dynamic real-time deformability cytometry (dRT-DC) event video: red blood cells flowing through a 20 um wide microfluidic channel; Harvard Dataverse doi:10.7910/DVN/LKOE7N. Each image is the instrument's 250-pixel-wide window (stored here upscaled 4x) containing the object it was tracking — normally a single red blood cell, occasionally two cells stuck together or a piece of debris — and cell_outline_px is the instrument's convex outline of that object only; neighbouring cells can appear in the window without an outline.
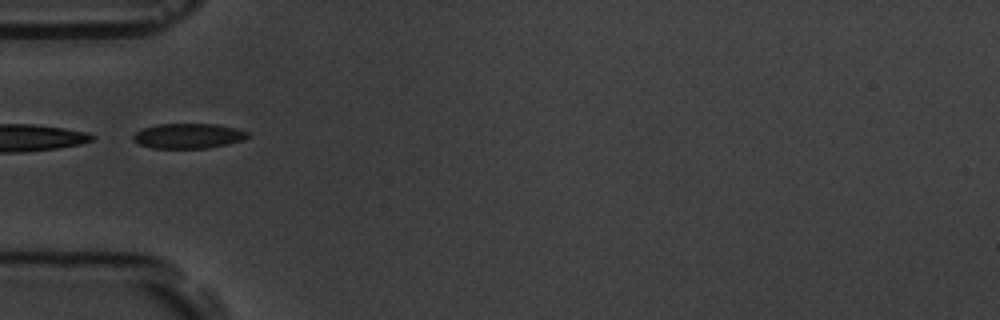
{"species": "common noctule bat (a hibernating species)", "species_latin": "Nyctalus noctula", "temperature_condition": "room temperature", "stored_images_in_passage": 9, "segment_of_instrument_passage": [2, 2], "camera_frame_rate_fps": 3000, "um_per_image_px": 0.085, "animal": {"sex": "male", "body_mass_g": 19.5, "forearm_length_mm": 54.6}, "frame": {"image": 1, "passage_image": 6, "time_ms": 5.667, "image_size_px": [1000, 320], "cell_outline_px": [[252, 136], [244, 140], [228, 144], [208, 148], [152, 148], [140, 144], [132, 140], [132, 136], [136, 132], [144, 128], [156, 124], [216, 124], [236, 128], [248, 132]], "centroid_in_image_um": [16.04, 11.55], "position_along_channel_um": 69.0, "area_um2": 16.82}}
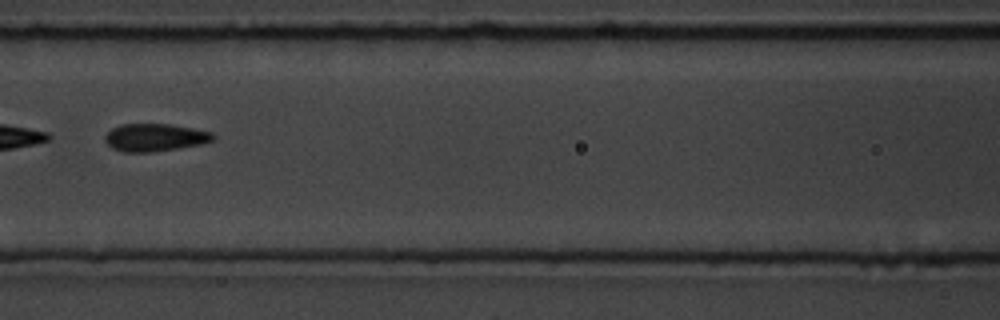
{"frame": {"image": 2, "passage_image": 8, "time_ms": 8.0, "image_size_px": [1000, 320], "cell_outline_px": [[216, 136], [212, 140], [200, 144], [152, 152], [124, 152], [112, 148], [104, 140], [104, 136], [112, 128], [120, 124], [172, 124], [212, 132]], "centroid_in_image_um": [13.14, 11.67], "position_along_channel_um": 153.5, "area_um2": 17.34}}
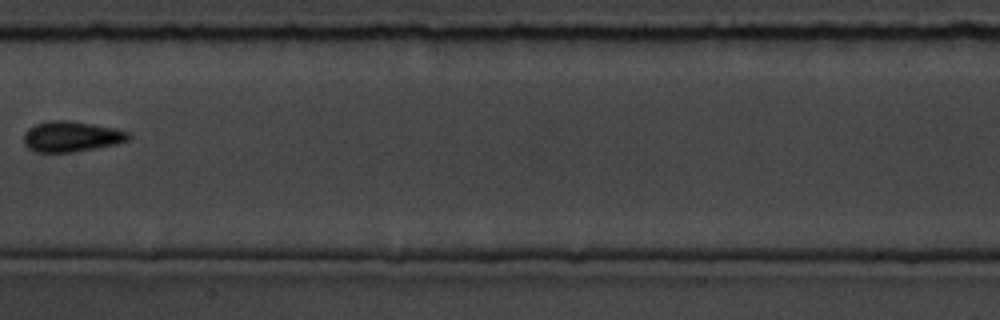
{"frame": {"image": 3, "passage_image": 9, "time_ms": 9.333, "image_size_px": [1000, 320], "cell_outline_px": [[132, 136], [128, 140], [116, 144], [96, 148], [72, 152], [36, 152], [28, 148], [24, 144], [24, 132], [28, 128], [36, 124], [48, 120], [68, 120], [116, 128], [128, 132]], "centroid_in_image_um": [6.06, 11.6], "position_along_channel_um": 201.3, "area_um2": 18.73}}